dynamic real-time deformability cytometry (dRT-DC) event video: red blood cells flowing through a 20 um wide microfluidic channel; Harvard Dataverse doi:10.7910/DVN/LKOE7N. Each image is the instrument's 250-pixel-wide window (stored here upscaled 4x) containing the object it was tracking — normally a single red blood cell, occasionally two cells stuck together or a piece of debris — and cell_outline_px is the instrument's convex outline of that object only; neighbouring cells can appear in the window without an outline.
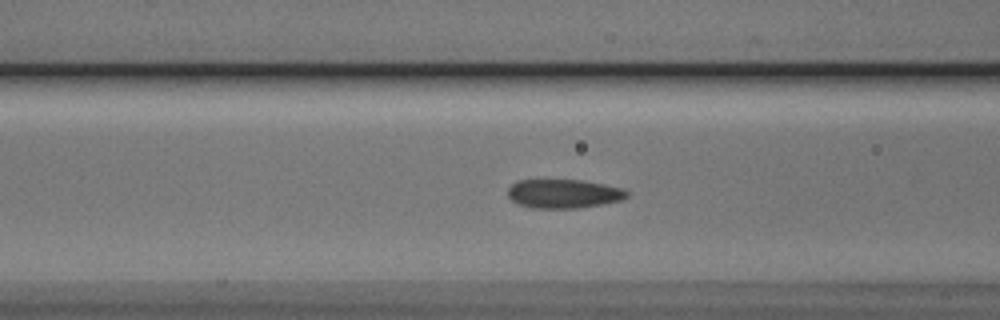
{"species": "Egyptian fruit bat (a non-hibernating species)", "species_latin": "Rousettus aegyptiacus", "temperature_condition": "cold", "stored_images_in_passage": 54, "camera_frame_rate_fps": 3000, "um_per_image_px": 0.085, "animal": {"sex": "male"}, "frame": {"image": 1, "passage_image": 21, "time_ms": 6.667, "image_size_px": [1000, 320], "cell_outline_px": [[628, 196], [620, 200], [604, 204], [580, 208], [532, 208], [516, 204], [508, 196], [508, 188], [512, 184], [520, 180], [580, 180], [604, 184], [624, 188], [628, 192]], "centroid_in_image_um": [47.91, 16.47], "position_along_channel_um": 118.7, "area_um2": 20.17}}
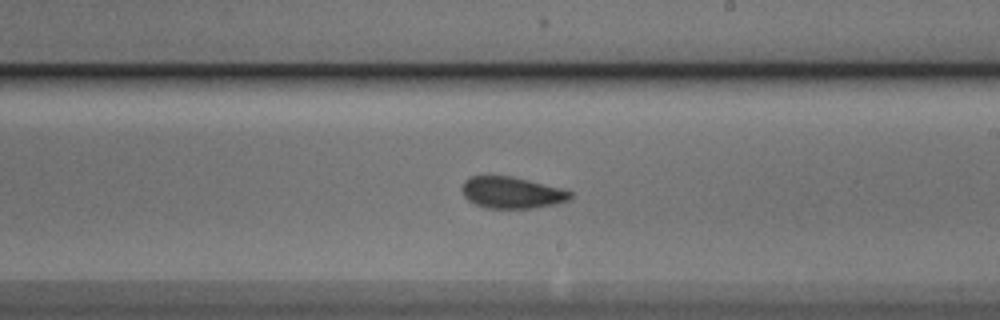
{"frame": {"image": 2, "passage_image": 31, "time_ms": 10.0, "image_size_px": [1000, 320], "cell_outline_px": [[572, 196], [568, 200], [556, 204], [532, 208], [488, 208], [476, 204], [468, 200], [464, 196], [460, 188], [464, 180], [468, 176], [512, 176], [564, 188], [572, 192]], "centroid_in_image_um": [43.5, 16.36], "position_along_channel_um": 245.5, "area_um2": 20.11}}
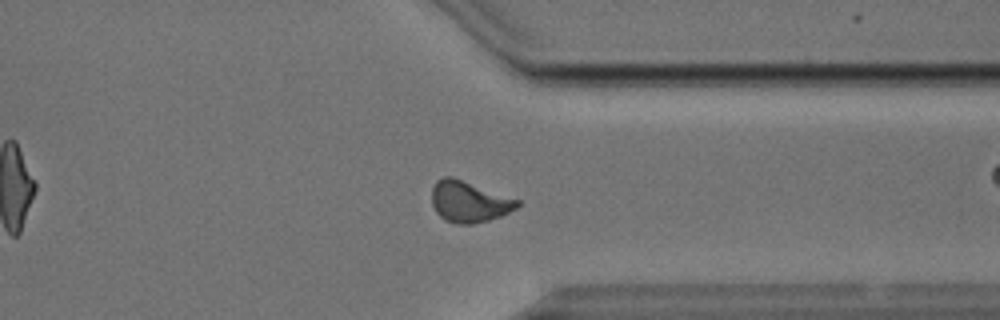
{"frame": {"image": 3, "passage_image": 41, "time_ms": 13.333, "image_size_px": [1000, 320], "cell_outline_px": [[520, 204], [516, 208], [500, 216], [488, 220], [472, 224], [456, 224], [444, 220], [436, 212], [432, 204], [432, 188], [436, 180], [444, 176], [452, 176], [520, 200]], "centroid_in_image_um": [39.84, 17.14], "position_along_channel_um": 371.6, "area_um2": 20.52}, "authors_computed_cell_mechanics": {"area_um2": 20.3167, "velocity_mm_per_s": 3.807, "shape_relaxation_time_tau1_ms": 4.2827, "shape_relaxation_time_tau2_ms": null, "deformation_change_tau1": 0.096, "deformation_change_tau2": null}}